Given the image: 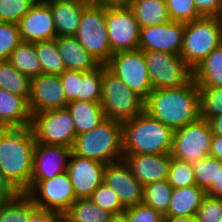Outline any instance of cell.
<instances>
[{
  "label": "cell",
  "instance_id": "cell-1",
  "mask_svg": "<svg viewBox=\"0 0 222 222\" xmlns=\"http://www.w3.org/2000/svg\"><path fill=\"white\" fill-rule=\"evenodd\" d=\"M144 110L173 131L200 118L199 87L193 79L179 88L155 89L145 99Z\"/></svg>",
  "mask_w": 222,
  "mask_h": 222
},
{
  "label": "cell",
  "instance_id": "cell-2",
  "mask_svg": "<svg viewBox=\"0 0 222 222\" xmlns=\"http://www.w3.org/2000/svg\"><path fill=\"white\" fill-rule=\"evenodd\" d=\"M35 144L31 127L0 129V171L20 193L30 189Z\"/></svg>",
  "mask_w": 222,
  "mask_h": 222
},
{
  "label": "cell",
  "instance_id": "cell-3",
  "mask_svg": "<svg viewBox=\"0 0 222 222\" xmlns=\"http://www.w3.org/2000/svg\"><path fill=\"white\" fill-rule=\"evenodd\" d=\"M123 154L170 153L174 131L150 116L145 110L122 123Z\"/></svg>",
  "mask_w": 222,
  "mask_h": 222
},
{
  "label": "cell",
  "instance_id": "cell-4",
  "mask_svg": "<svg viewBox=\"0 0 222 222\" xmlns=\"http://www.w3.org/2000/svg\"><path fill=\"white\" fill-rule=\"evenodd\" d=\"M72 153L109 164L123 159L122 122L105 119L95 129L77 135Z\"/></svg>",
  "mask_w": 222,
  "mask_h": 222
},
{
  "label": "cell",
  "instance_id": "cell-5",
  "mask_svg": "<svg viewBox=\"0 0 222 222\" xmlns=\"http://www.w3.org/2000/svg\"><path fill=\"white\" fill-rule=\"evenodd\" d=\"M74 37L101 65L111 57L106 26V0H92L83 10Z\"/></svg>",
  "mask_w": 222,
  "mask_h": 222
},
{
  "label": "cell",
  "instance_id": "cell-6",
  "mask_svg": "<svg viewBox=\"0 0 222 222\" xmlns=\"http://www.w3.org/2000/svg\"><path fill=\"white\" fill-rule=\"evenodd\" d=\"M144 104L140 95L103 65L101 106L106 119L123 123L141 114Z\"/></svg>",
  "mask_w": 222,
  "mask_h": 222
},
{
  "label": "cell",
  "instance_id": "cell-7",
  "mask_svg": "<svg viewBox=\"0 0 222 222\" xmlns=\"http://www.w3.org/2000/svg\"><path fill=\"white\" fill-rule=\"evenodd\" d=\"M222 43L218 17H201L185 23L183 46L180 55L193 70Z\"/></svg>",
  "mask_w": 222,
  "mask_h": 222
},
{
  "label": "cell",
  "instance_id": "cell-8",
  "mask_svg": "<svg viewBox=\"0 0 222 222\" xmlns=\"http://www.w3.org/2000/svg\"><path fill=\"white\" fill-rule=\"evenodd\" d=\"M106 26L111 55L139 49L140 26L123 0H106Z\"/></svg>",
  "mask_w": 222,
  "mask_h": 222
},
{
  "label": "cell",
  "instance_id": "cell-9",
  "mask_svg": "<svg viewBox=\"0 0 222 222\" xmlns=\"http://www.w3.org/2000/svg\"><path fill=\"white\" fill-rule=\"evenodd\" d=\"M153 90L179 88L192 79V70L181 55L143 50Z\"/></svg>",
  "mask_w": 222,
  "mask_h": 222
},
{
  "label": "cell",
  "instance_id": "cell-10",
  "mask_svg": "<svg viewBox=\"0 0 222 222\" xmlns=\"http://www.w3.org/2000/svg\"><path fill=\"white\" fill-rule=\"evenodd\" d=\"M30 127L36 143L70 148L74 144L75 126L67 108L34 113Z\"/></svg>",
  "mask_w": 222,
  "mask_h": 222
},
{
  "label": "cell",
  "instance_id": "cell-11",
  "mask_svg": "<svg viewBox=\"0 0 222 222\" xmlns=\"http://www.w3.org/2000/svg\"><path fill=\"white\" fill-rule=\"evenodd\" d=\"M212 132L207 121H197L174 131L170 155L172 158L194 164L210 156Z\"/></svg>",
  "mask_w": 222,
  "mask_h": 222
},
{
  "label": "cell",
  "instance_id": "cell-12",
  "mask_svg": "<svg viewBox=\"0 0 222 222\" xmlns=\"http://www.w3.org/2000/svg\"><path fill=\"white\" fill-rule=\"evenodd\" d=\"M106 67L144 100L153 91L143 50L114 53Z\"/></svg>",
  "mask_w": 222,
  "mask_h": 222
},
{
  "label": "cell",
  "instance_id": "cell-13",
  "mask_svg": "<svg viewBox=\"0 0 222 222\" xmlns=\"http://www.w3.org/2000/svg\"><path fill=\"white\" fill-rule=\"evenodd\" d=\"M26 194L39 209L63 214L77 200L67 171L52 179L35 180Z\"/></svg>",
  "mask_w": 222,
  "mask_h": 222
},
{
  "label": "cell",
  "instance_id": "cell-14",
  "mask_svg": "<svg viewBox=\"0 0 222 222\" xmlns=\"http://www.w3.org/2000/svg\"><path fill=\"white\" fill-rule=\"evenodd\" d=\"M67 103L59 75L40 74L31 79L28 104L32 115L42 111L64 109Z\"/></svg>",
  "mask_w": 222,
  "mask_h": 222
},
{
  "label": "cell",
  "instance_id": "cell-15",
  "mask_svg": "<svg viewBox=\"0 0 222 222\" xmlns=\"http://www.w3.org/2000/svg\"><path fill=\"white\" fill-rule=\"evenodd\" d=\"M185 23L170 21L140 28L139 49L180 55Z\"/></svg>",
  "mask_w": 222,
  "mask_h": 222
},
{
  "label": "cell",
  "instance_id": "cell-16",
  "mask_svg": "<svg viewBox=\"0 0 222 222\" xmlns=\"http://www.w3.org/2000/svg\"><path fill=\"white\" fill-rule=\"evenodd\" d=\"M103 182L115 191L125 209L142 203L144 186L131 174L123 159L106 164Z\"/></svg>",
  "mask_w": 222,
  "mask_h": 222
},
{
  "label": "cell",
  "instance_id": "cell-17",
  "mask_svg": "<svg viewBox=\"0 0 222 222\" xmlns=\"http://www.w3.org/2000/svg\"><path fill=\"white\" fill-rule=\"evenodd\" d=\"M106 164L71 153L67 173L76 199L89 198L104 181Z\"/></svg>",
  "mask_w": 222,
  "mask_h": 222
},
{
  "label": "cell",
  "instance_id": "cell-18",
  "mask_svg": "<svg viewBox=\"0 0 222 222\" xmlns=\"http://www.w3.org/2000/svg\"><path fill=\"white\" fill-rule=\"evenodd\" d=\"M17 24L25 42L48 41L57 37L52 12L44 0H37Z\"/></svg>",
  "mask_w": 222,
  "mask_h": 222
},
{
  "label": "cell",
  "instance_id": "cell-19",
  "mask_svg": "<svg viewBox=\"0 0 222 222\" xmlns=\"http://www.w3.org/2000/svg\"><path fill=\"white\" fill-rule=\"evenodd\" d=\"M71 153L70 147L36 143L31 184L35 180L52 179L67 171Z\"/></svg>",
  "mask_w": 222,
  "mask_h": 222
},
{
  "label": "cell",
  "instance_id": "cell-20",
  "mask_svg": "<svg viewBox=\"0 0 222 222\" xmlns=\"http://www.w3.org/2000/svg\"><path fill=\"white\" fill-rule=\"evenodd\" d=\"M123 160L131 174L143 185L167 180L172 157L170 153L153 154H124Z\"/></svg>",
  "mask_w": 222,
  "mask_h": 222
},
{
  "label": "cell",
  "instance_id": "cell-21",
  "mask_svg": "<svg viewBox=\"0 0 222 222\" xmlns=\"http://www.w3.org/2000/svg\"><path fill=\"white\" fill-rule=\"evenodd\" d=\"M53 15L57 36H74L84 8L92 0H44Z\"/></svg>",
  "mask_w": 222,
  "mask_h": 222
},
{
  "label": "cell",
  "instance_id": "cell-22",
  "mask_svg": "<svg viewBox=\"0 0 222 222\" xmlns=\"http://www.w3.org/2000/svg\"><path fill=\"white\" fill-rule=\"evenodd\" d=\"M31 122L28 101L0 88V129L30 127Z\"/></svg>",
  "mask_w": 222,
  "mask_h": 222
},
{
  "label": "cell",
  "instance_id": "cell-23",
  "mask_svg": "<svg viewBox=\"0 0 222 222\" xmlns=\"http://www.w3.org/2000/svg\"><path fill=\"white\" fill-rule=\"evenodd\" d=\"M55 40L66 70L89 72L101 65L74 36H57Z\"/></svg>",
  "mask_w": 222,
  "mask_h": 222
},
{
  "label": "cell",
  "instance_id": "cell-24",
  "mask_svg": "<svg viewBox=\"0 0 222 222\" xmlns=\"http://www.w3.org/2000/svg\"><path fill=\"white\" fill-rule=\"evenodd\" d=\"M207 192L196 185L173 189L164 217H195Z\"/></svg>",
  "mask_w": 222,
  "mask_h": 222
},
{
  "label": "cell",
  "instance_id": "cell-25",
  "mask_svg": "<svg viewBox=\"0 0 222 222\" xmlns=\"http://www.w3.org/2000/svg\"><path fill=\"white\" fill-rule=\"evenodd\" d=\"M66 108L73 118L76 136L95 129L106 119L101 102L75 100L67 103Z\"/></svg>",
  "mask_w": 222,
  "mask_h": 222
},
{
  "label": "cell",
  "instance_id": "cell-26",
  "mask_svg": "<svg viewBox=\"0 0 222 222\" xmlns=\"http://www.w3.org/2000/svg\"><path fill=\"white\" fill-rule=\"evenodd\" d=\"M133 11L140 28L170 22L166 0H123Z\"/></svg>",
  "mask_w": 222,
  "mask_h": 222
},
{
  "label": "cell",
  "instance_id": "cell-27",
  "mask_svg": "<svg viewBox=\"0 0 222 222\" xmlns=\"http://www.w3.org/2000/svg\"><path fill=\"white\" fill-rule=\"evenodd\" d=\"M198 87H222V43L192 70Z\"/></svg>",
  "mask_w": 222,
  "mask_h": 222
},
{
  "label": "cell",
  "instance_id": "cell-28",
  "mask_svg": "<svg viewBox=\"0 0 222 222\" xmlns=\"http://www.w3.org/2000/svg\"><path fill=\"white\" fill-rule=\"evenodd\" d=\"M115 215L94 204L89 198L77 199L64 213L67 222H110Z\"/></svg>",
  "mask_w": 222,
  "mask_h": 222
},
{
  "label": "cell",
  "instance_id": "cell-29",
  "mask_svg": "<svg viewBox=\"0 0 222 222\" xmlns=\"http://www.w3.org/2000/svg\"><path fill=\"white\" fill-rule=\"evenodd\" d=\"M8 61L22 74L33 79L42 74L35 42L22 41L10 54Z\"/></svg>",
  "mask_w": 222,
  "mask_h": 222
},
{
  "label": "cell",
  "instance_id": "cell-30",
  "mask_svg": "<svg viewBox=\"0 0 222 222\" xmlns=\"http://www.w3.org/2000/svg\"><path fill=\"white\" fill-rule=\"evenodd\" d=\"M0 88L27 101L31 93V79L20 73L8 60L0 61Z\"/></svg>",
  "mask_w": 222,
  "mask_h": 222
},
{
  "label": "cell",
  "instance_id": "cell-31",
  "mask_svg": "<svg viewBox=\"0 0 222 222\" xmlns=\"http://www.w3.org/2000/svg\"><path fill=\"white\" fill-rule=\"evenodd\" d=\"M38 207L26 193L0 204V222H28L29 216Z\"/></svg>",
  "mask_w": 222,
  "mask_h": 222
},
{
  "label": "cell",
  "instance_id": "cell-32",
  "mask_svg": "<svg viewBox=\"0 0 222 222\" xmlns=\"http://www.w3.org/2000/svg\"><path fill=\"white\" fill-rule=\"evenodd\" d=\"M35 50L42 74L60 75L65 70L55 39L35 42Z\"/></svg>",
  "mask_w": 222,
  "mask_h": 222
},
{
  "label": "cell",
  "instance_id": "cell-33",
  "mask_svg": "<svg viewBox=\"0 0 222 222\" xmlns=\"http://www.w3.org/2000/svg\"><path fill=\"white\" fill-rule=\"evenodd\" d=\"M173 188L167 180L152 182L144 186L142 203L163 215L167 212Z\"/></svg>",
  "mask_w": 222,
  "mask_h": 222
},
{
  "label": "cell",
  "instance_id": "cell-34",
  "mask_svg": "<svg viewBox=\"0 0 222 222\" xmlns=\"http://www.w3.org/2000/svg\"><path fill=\"white\" fill-rule=\"evenodd\" d=\"M103 65L89 72H81L78 101L101 102Z\"/></svg>",
  "mask_w": 222,
  "mask_h": 222
},
{
  "label": "cell",
  "instance_id": "cell-35",
  "mask_svg": "<svg viewBox=\"0 0 222 222\" xmlns=\"http://www.w3.org/2000/svg\"><path fill=\"white\" fill-rule=\"evenodd\" d=\"M199 106L205 121L222 115V87H199Z\"/></svg>",
  "mask_w": 222,
  "mask_h": 222
},
{
  "label": "cell",
  "instance_id": "cell-36",
  "mask_svg": "<svg viewBox=\"0 0 222 222\" xmlns=\"http://www.w3.org/2000/svg\"><path fill=\"white\" fill-rule=\"evenodd\" d=\"M167 182L173 189L196 185L193 164L172 158Z\"/></svg>",
  "mask_w": 222,
  "mask_h": 222
},
{
  "label": "cell",
  "instance_id": "cell-37",
  "mask_svg": "<svg viewBox=\"0 0 222 222\" xmlns=\"http://www.w3.org/2000/svg\"><path fill=\"white\" fill-rule=\"evenodd\" d=\"M193 166L196 186L207 192L212 184H216L218 167H222V164L215 157L207 156L194 163Z\"/></svg>",
  "mask_w": 222,
  "mask_h": 222
},
{
  "label": "cell",
  "instance_id": "cell-38",
  "mask_svg": "<svg viewBox=\"0 0 222 222\" xmlns=\"http://www.w3.org/2000/svg\"><path fill=\"white\" fill-rule=\"evenodd\" d=\"M171 21L188 23L202 16L198 13L194 0H166Z\"/></svg>",
  "mask_w": 222,
  "mask_h": 222
},
{
  "label": "cell",
  "instance_id": "cell-39",
  "mask_svg": "<svg viewBox=\"0 0 222 222\" xmlns=\"http://www.w3.org/2000/svg\"><path fill=\"white\" fill-rule=\"evenodd\" d=\"M89 199L100 208L108 210L114 215H121L125 210L115 191L104 182L98 186Z\"/></svg>",
  "mask_w": 222,
  "mask_h": 222
},
{
  "label": "cell",
  "instance_id": "cell-40",
  "mask_svg": "<svg viewBox=\"0 0 222 222\" xmlns=\"http://www.w3.org/2000/svg\"><path fill=\"white\" fill-rule=\"evenodd\" d=\"M36 1L37 0H0V22L17 24Z\"/></svg>",
  "mask_w": 222,
  "mask_h": 222
},
{
  "label": "cell",
  "instance_id": "cell-41",
  "mask_svg": "<svg viewBox=\"0 0 222 222\" xmlns=\"http://www.w3.org/2000/svg\"><path fill=\"white\" fill-rule=\"evenodd\" d=\"M21 42L18 24L0 22V61L8 60Z\"/></svg>",
  "mask_w": 222,
  "mask_h": 222
},
{
  "label": "cell",
  "instance_id": "cell-42",
  "mask_svg": "<svg viewBox=\"0 0 222 222\" xmlns=\"http://www.w3.org/2000/svg\"><path fill=\"white\" fill-rule=\"evenodd\" d=\"M197 222H219L222 219V198L206 195L195 215Z\"/></svg>",
  "mask_w": 222,
  "mask_h": 222
},
{
  "label": "cell",
  "instance_id": "cell-43",
  "mask_svg": "<svg viewBox=\"0 0 222 222\" xmlns=\"http://www.w3.org/2000/svg\"><path fill=\"white\" fill-rule=\"evenodd\" d=\"M127 222H164V215L143 203L128 207L122 213Z\"/></svg>",
  "mask_w": 222,
  "mask_h": 222
},
{
  "label": "cell",
  "instance_id": "cell-44",
  "mask_svg": "<svg viewBox=\"0 0 222 222\" xmlns=\"http://www.w3.org/2000/svg\"><path fill=\"white\" fill-rule=\"evenodd\" d=\"M59 78L61 80L67 102L78 100L81 71L64 70Z\"/></svg>",
  "mask_w": 222,
  "mask_h": 222
},
{
  "label": "cell",
  "instance_id": "cell-45",
  "mask_svg": "<svg viewBox=\"0 0 222 222\" xmlns=\"http://www.w3.org/2000/svg\"><path fill=\"white\" fill-rule=\"evenodd\" d=\"M194 3L202 17H219L222 12V0H194Z\"/></svg>",
  "mask_w": 222,
  "mask_h": 222
},
{
  "label": "cell",
  "instance_id": "cell-46",
  "mask_svg": "<svg viewBox=\"0 0 222 222\" xmlns=\"http://www.w3.org/2000/svg\"><path fill=\"white\" fill-rule=\"evenodd\" d=\"M64 214L58 211H49L37 208L28 219V222H63Z\"/></svg>",
  "mask_w": 222,
  "mask_h": 222
},
{
  "label": "cell",
  "instance_id": "cell-47",
  "mask_svg": "<svg viewBox=\"0 0 222 222\" xmlns=\"http://www.w3.org/2000/svg\"><path fill=\"white\" fill-rule=\"evenodd\" d=\"M19 194L20 192L0 171V204L15 199Z\"/></svg>",
  "mask_w": 222,
  "mask_h": 222
},
{
  "label": "cell",
  "instance_id": "cell-48",
  "mask_svg": "<svg viewBox=\"0 0 222 222\" xmlns=\"http://www.w3.org/2000/svg\"><path fill=\"white\" fill-rule=\"evenodd\" d=\"M210 156L215 157L222 164V137L212 136Z\"/></svg>",
  "mask_w": 222,
  "mask_h": 222
},
{
  "label": "cell",
  "instance_id": "cell-49",
  "mask_svg": "<svg viewBox=\"0 0 222 222\" xmlns=\"http://www.w3.org/2000/svg\"><path fill=\"white\" fill-rule=\"evenodd\" d=\"M207 194L214 197L222 198V167H218V176L216 184H212Z\"/></svg>",
  "mask_w": 222,
  "mask_h": 222
},
{
  "label": "cell",
  "instance_id": "cell-50",
  "mask_svg": "<svg viewBox=\"0 0 222 222\" xmlns=\"http://www.w3.org/2000/svg\"><path fill=\"white\" fill-rule=\"evenodd\" d=\"M210 125L213 136L222 137V115L213 117L207 121Z\"/></svg>",
  "mask_w": 222,
  "mask_h": 222
},
{
  "label": "cell",
  "instance_id": "cell-51",
  "mask_svg": "<svg viewBox=\"0 0 222 222\" xmlns=\"http://www.w3.org/2000/svg\"><path fill=\"white\" fill-rule=\"evenodd\" d=\"M164 222H197L195 217H164Z\"/></svg>",
  "mask_w": 222,
  "mask_h": 222
},
{
  "label": "cell",
  "instance_id": "cell-52",
  "mask_svg": "<svg viewBox=\"0 0 222 222\" xmlns=\"http://www.w3.org/2000/svg\"><path fill=\"white\" fill-rule=\"evenodd\" d=\"M110 222H127V220L125 216L121 214V215H115Z\"/></svg>",
  "mask_w": 222,
  "mask_h": 222
},
{
  "label": "cell",
  "instance_id": "cell-53",
  "mask_svg": "<svg viewBox=\"0 0 222 222\" xmlns=\"http://www.w3.org/2000/svg\"><path fill=\"white\" fill-rule=\"evenodd\" d=\"M219 18V21H220V25H221V32H222V12L220 14V16L218 17Z\"/></svg>",
  "mask_w": 222,
  "mask_h": 222
}]
</instances>
